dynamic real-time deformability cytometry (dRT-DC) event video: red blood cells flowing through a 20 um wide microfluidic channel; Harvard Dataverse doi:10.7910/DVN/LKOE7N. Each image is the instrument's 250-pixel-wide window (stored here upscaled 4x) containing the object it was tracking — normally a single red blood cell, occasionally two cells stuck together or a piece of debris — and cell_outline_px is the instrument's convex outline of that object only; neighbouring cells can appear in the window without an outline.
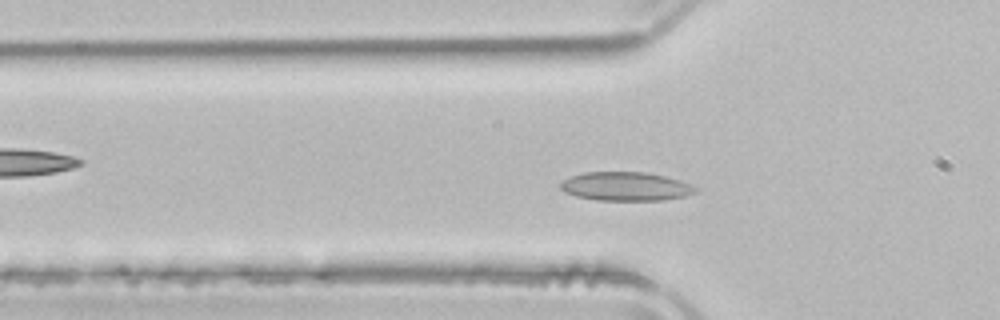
{"species": "common noctule bat (a hibernating species)", "species_latin": "Nyctalus noctula", "temperature_condition": "room temperature", "stored_images_in_passage": 47, "camera_frame_rate_fps": 3000, "um_per_image_px": 0.085, "animal": {"sex": "male", "body_mass_g": 21.5, "forearm_length_mm": 52.0}, "frame": {"image": 1, "passage_image": 12, "time_ms": 3.667, "image_size_px": [1000, 320], "cell_outline_px": [[696, 192], [684, 196], [664, 200], [596, 200], [576, 196], [564, 192], [560, 188], [560, 184], [564, 180], [572, 176], [584, 172], [644, 172], [664, 176], [680, 180], [696, 188]], "centroid_in_image_um": [53.16, 15.85], "position_along_channel_um": 72.6, "area_um2": 22.43}}
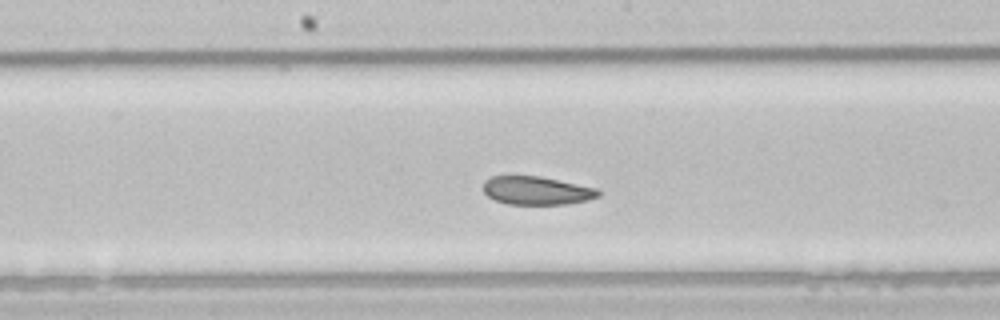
{"frame": {"image": 2, "passage_image": 22, "time_ms": 7.0, "image_size_px": [1000, 320], "cell_outline_px": [[600, 196], [588, 200], [568, 204], [508, 204], [496, 200], [488, 196], [484, 192], [484, 180], [492, 176], [540, 176], [600, 188]], "centroid_in_image_um": [45.67, 16.19], "position_along_channel_um": 202.5, "area_um2": 19.13}}
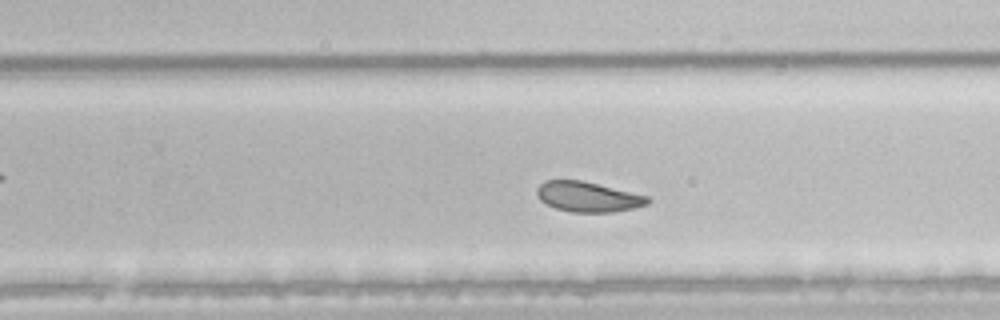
{"frame": {"image": 3, "passage_image": 28, "time_ms": 9.0, "image_size_px": [1000, 320], "cell_outline_px": [[652, 200], [648, 204], [632, 208], [612, 212], [572, 212], [556, 208], [540, 200], [536, 192], [536, 188], [544, 180], [580, 180], [648, 196]], "centroid_in_image_um": [49.96, 16.72], "position_along_channel_um": 279.8, "area_um2": 19.25}, "authors_computed_cell_mechanics": {"area_um2": 22.3686, "velocity_mm_per_s": 3.881, "shape_relaxation_time_tau1_ms": 6.7165, "shape_relaxation_time_tau2_ms": 3.1136, "deformation_change_tau1": 0.1129, "deformation_change_tau2": 0.0803}}